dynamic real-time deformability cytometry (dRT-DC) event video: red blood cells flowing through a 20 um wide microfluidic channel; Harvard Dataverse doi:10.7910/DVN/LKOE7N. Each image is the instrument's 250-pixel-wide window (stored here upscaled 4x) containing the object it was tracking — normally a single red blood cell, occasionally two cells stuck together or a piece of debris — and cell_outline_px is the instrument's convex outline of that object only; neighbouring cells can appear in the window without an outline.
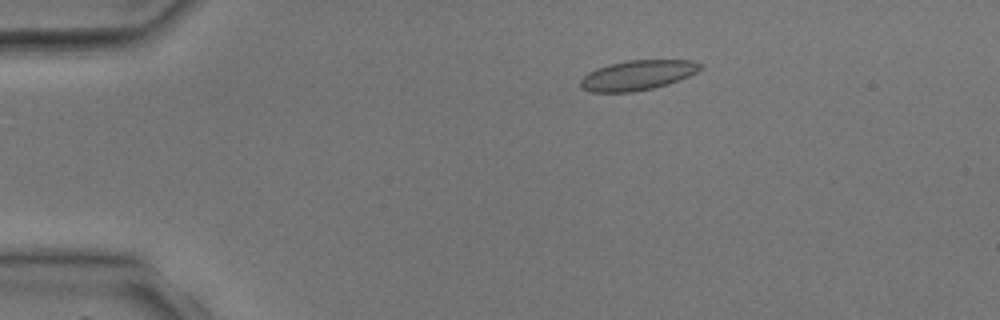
{"species": "common noctule bat (a hibernating species)", "species_latin": "Nyctalus noctula", "temperature_condition": "room temperature", "stored_images_in_passage": 4, "camera_frame_rate_fps": 3000, "um_per_image_px": 0.085, "animal": {"sex": "male", "body_mass_g": 17.9, "forearm_length_mm": 54.2}, "frame": {"image": 1, "passage_image": 3, "time_ms": 2.333, "image_size_px": [1000, 320], "cell_outline_px": [[704, 68], [680, 80], [668, 84], [652, 88], [632, 92], [592, 92], [580, 88], [580, 80], [588, 72], [596, 68], [608, 64], [628, 60], [692, 60], [704, 64]], "centroid_in_image_um": [54.21, 6.38], "position_along_channel_um": 30.8, "area_um2": 21.04}}